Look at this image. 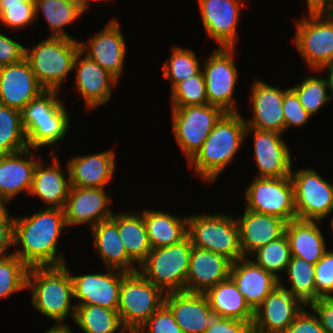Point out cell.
<instances>
[{"label": "cell", "mask_w": 333, "mask_h": 333, "mask_svg": "<svg viewBox=\"0 0 333 333\" xmlns=\"http://www.w3.org/2000/svg\"><path fill=\"white\" fill-rule=\"evenodd\" d=\"M105 188L71 187L64 207L67 227L88 224L90 229L101 221L110 219L109 204L112 198Z\"/></svg>", "instance_id": "cell-19"}, {"label": "cell", "mask_w": 333, "mask_h": 333, "mask_svg": "<svg viewBox=\"0 0 333 333\" xmlns=\"http://www.w3.org/2000/svg\"><path fill=\"white\" fill-rule=\"evenodd\" d=\"M136 333H183L169 307L163 303Z\"/></svg>", "instance_id": "cell-45"}, {"label": "cell", "mask_w": 333, "mask_h": 333, "mask_svg": "<svg viewBox=\"0 0 333 333\" xmlns=\"http://www.w3.org/2000/svg\"><path fill=\"white\" fill-rule=\"evenodd\" d=\"M286 90L268 85L261 79L255 80L250 96L253 116L245 120L246 126L283 134L285 120L282 106Z\"/></svg>", "instance_id": "cell-21"}, {"label": "cell", "mask_w": 333, "mask_h": 333, "mask_svg": "<svg viewBox=\"0 0 333 333\" xmlns=\"http://www.w3.org/2000/svg\"><path fill=\"white\" fill-rule=\"evenodd\" d=\"M29 267L13 252L0 258V300L27 288Z\"/></svg>", "instance_id": "cell-41"}, {"label": "cell", "mask_w": 333, "mask_h": 333, "mask_svg": "<svg viewBox=\"0 0 333 333\" xmlns=\"http://www.w3.org/2000/svg\"><path fill=\"white\" fill-rule=\"evenodd\" d=\"M121 31L118 20L114 18L86 43L79 41L80 51L118 81L124 70L127 54L126 42Z\"/></svg>", "instance_id": "cell-15"}, {"label": "cell", "mask_w": 333, "mask_h": 333, "mask_svg": "<svg viewBox=\"0 0 333 333\" xmlns=\"http://www.w3.org/2000/svg\"><path fill=\"white\" fill-rule=\"evenodd\" d=\"M115 152L78 155L68 160L67 167L72 187L104 188L111 183L115 171Z\"/></svg>", "instance_id": "cell-28"}, {"label": "cell", "mask_w": 333, "mask_h": 333, "mask_svg": "<svg viewBox=\"0 0 333 333\" xmlns=\"http://www.w3.org/2000/svg\"><path fill=\"white\" fill-rule=\"evenodd\" d=\"M304 307L299 299L278 284L254 311L252 332L283 333Z\"/></svg>", "instance_id": "cell-14"}, {"label": "cell", "mask_w": 333, "mask_h": 333, "mask_svg": "<svg viewBox=\"0 0 333 333\" xmlns=\"http://www.w3.org/2000/svg\"><path fill=\"white\" fill-rule=\"evenodd\" d=\"M234 52L235 47H218L204 61L202 68L208 104L225 112L238 111L233 100L239 71L234 63Z\"/></svg>", "instance_id": "cell-13"}, {"label": "cell", "mask_w": 333, "mask_h": 333, "mask_svg": "<svg viewBox=\"0 0 333 333\" xmlns=\"http://www.w3.org/2000/svg\"><path fill=\"white\" fill-rule=\"evenodd\" d=\"M300 84L291 87L298 95L304 109L311 115L317 114L329 102L328 86L325 77L305 76Z\"/></svg>", "instance_id": "cell-42"}, {"label": "cell", "mask_w": 333, "mask_h": 333, "mask_svg": "<svg viewBox=\"0 0 333 333\" xmlns=\"http://www.w3.org/2000/svg\"><path fill=\"white\" fill-rule=\"evenodd\" d=\"M204 294L216 316L238 319L252 326L254 311L246 303L230 277L209 288Z\"/></svg>", "instance_id": "cell-32"}, {"label": "cell", "mask_w": 333, "mask_h": 333, "mask_svg": "<svg viewBox=\"0 0 333 333\" xmlns=\"http://www.w3.org/2000/svg\"><path fill=\"white\" fill-rule=\"evenodd\" d=\"M86 11L77 0H35L36 17L42 13L50 27V37L72 38L64 31L65 26L79 19Z\"/></svg>", "instance_id": "cell-35"}, {"label": "cell", "mask_w": 333, "mask_h": 333, "mask_svg": "<svg viewBox=\"0 0 333 333\" xmlns=\"http://www.w3.org/2000/svg\"><path fill=\"white\" fill-rule=\"evenodd\" d=\"M44 333H73L71 328L65 322L64 324H54L50 329Z\"/></svg>", "instance_id": "cell-55"}, {"label": "cell", "mask_w": 333, "mask_h": 333, "mask_svg": "<svg viewBox=\"0 0 333 333\" xmlns=\"http://www.w3.org/2000/svg\"><path fill=\"white\" fill-rule=\"evenodd\" d=\"M314 269L315 264L309 263L303 258L291 256L285 270L290 278L291 288L288 289L281 278L279 279V285L307 307L320 298L316 293Z\"/></svg>", "instance_id": "cell-37"}, {"label": "cell", "mask_w": 333, "mask_h": 333, "mask_svg": "<svg viewBox=\"0 0 333 333\" xmlns=\"http://www.w3.org/2000/svg\"><path fill=\"white\" fill-rule=\"evenodd\" d=\"M33 148L0 155V198L5 204L25 191L29 195L38 158Z\"/></svg>", "instance_id": "cell-24"}, {"label": "cell", "mask_w": 333, "mask_h": 333, "mask_svg": "<svg viewBox=\"0 0 333 333\" xmlns=\"http://www.w3.org/2000/svg\"><path fill=\"white\" fill-rule=\"evenodd\" d=\"M111 219L118 226L128 257L139 266L152 249L142 214L135 211L114 213Z\"/></svg>", "instance_id": "cell-34"}, {"label": "cell", "mask_w": 333, "mask_h": 333, "mask_svg": "<svg viewBox=\"0 0 333 333\" xmlns=\"http://www.w3.org/2000/svg\"><path fill=\"white\" fill-rule=\"evenodd\" d=\"M164 303L172 311L183 333H203L216 316L204 293H166Z\"/></svg>", "instance_id": "cell-23"}, {"label": "cell", "mask_w": 333, "mask_h": 333, "mask_svg": "<svg viewBox=\"0 0 333 333\" xmlns=\"http://www.w3.org/2000/svg\"><path fill=\"white\" fill-rule=\"evenodd\" d=\"M232 262L213 251L192 248L185 291L205 293L230 276Z\"/></svg>", "instance_id": "cell-25"}, {"label": "cell", "mask_w": 333, "mask_h": 333, "mask_svg": "<svg viewBox=\"0 0 333 333\" xmlns=\"http://www.w3.org/2000/svg\"><path fill=\"white\" fill-rule=\"evenodd\" d=\"M202 25L218 47H235L244 0H198Z\"/></svg>", "instance_id": "cell-16"}, {"label": "cell", "mask_w": 333, "mask_h": 333, "mask_svg": "<svg viewBox=\"0 0 333 333\" xmlns=\"http://www.w3.org/2000/svg\"><path fill=\"white\" fill-rule=\"evenodd\" d=\"M297 219L322 221L333 212V185L313 168L292 172Z\"/></svg>", "instance_id": "cell-12"}, {"label": "cell", "mask_w": 333, "mask_h": 333, "mask_svg": "<svg viewBox=\"0 0 333 333\" xmlns=\"http://www.w3.org/2000/svg\"><path fill=\"white\" fill-rule=\"evenodd\" d=\"M200 62L194 50L174 45L170 58L162 66L163 77L170 79V89L177 83L197 75L202 70Z\"/></svg>", "instance_id": "cell-39"}, {"label": "cell", "mask_w": 333, "mask_h": 333, "mask_svg": "<svg viewBox=\"0 0 333 333\" xmlns=\"http://www.w3.org/2000/svg\"><path fill=\"white\" fill-rule=\"evenodd\" d=\"M25 48L0 32V67L22 61L25 58Z\"/></svg>", "instance_id": "cell-49"}, {"label": "cell", "mask_w": 333, "mask_h": 333, "mask_svg": "<svg viewBox=\"0 0 333 333\" xmlns=\"http://www.w3.org/2000/svg\"><path fill=\"white\" fill-rule=\"evenodd\" d=\"M246 123L239 112H226L216 123L201 149L188 162L208 183L214 182L219 174L230 164L243 144Z\"/></svg>", "instance_id": "cell-2"}, {"label": "cell", "mask_w": 333, "mask_h": 333, "mask_svg": "<svg viewBox=\"0 0 333 333\" xmlns=\"http://www.w3.org/2000/svg\"><path fill=\"white\" fill-rule=\"evenodd\" d=\"M240 245L244 257L258 248L277 240L285 234L287 222L277 216L244 209L241 217H236Z\"/></svg>", "instance_id": "cell-27"}, {"label": "cell", "mask_w": 333, "mask_h": 333, "mask_svg": "<svg viewBox=\"0 0 333 333\" xmlns=\"http://www.w3.org/2000/svg\"><path fill=\"white\" fill-rule=\"evenodd\" d=\"M44 91L25 58L0 67V104L21 111Z\"/></svg>", "instance_id": "cell-20"}, {"label": "cell", "mask_w": 333, "mask_h": 333, "mask_svg": "<svg viewBox=\"0 0 333 333\" xmlns=\"http://www.w3.org/2000/svg\"><path fill=\"white\" fill-rule=\"evenodd\" d=\"M164 297L165 293L139 271L125 272L117 311L126 331L136 333L164 303Z\"/></svg>", "instance_id": "cell-8"}, {"label": "cell", "mask_w": 333, "mask_h": 333, "mask_svg": "<svg viewBox=\"0 0 333 333\" xmlns=\"http://www.w3.org/2000/svg\"><path fill=\"white\" fill-rule=\"evenodd\" d=\"M106 273L73 275L74 300L76 305H97L116 310L119 305L120 287L123 279L122 270L107 268Z\"/></svg>", "instance_id": "cell-18"}, {"label": "cell", "mask_w": 333, "mask_h": 333, "mask_svg": "<svg viewBox=\"0 0 333 333\" xmlns=\"http://www.w3.org/2000/svg\"><path fill=\"white\" fill-rule=\"evenodd\" d=\"M152 248L166 247L187 236L188 217H176L168 212L153 209L141 211Z\"/></svg>", "instance_id": "cell-33"}, {"label": "cell", "mask_w": 333, "mask_h": 333, "mask_svg": "<svg viewBox=\"0 0 333 333\" xmlns=\"http://www.w3.org/2000/svg\"><path fill=\"white\" fill-rule=\"evenodd\" d=\"M172 123L175 140L189 162L226 113L215 105L172 107Z\"/></svg>", "instance_id": "cell-10"}, {"label": "cell", "mask_w": 333, "mask_h": 333, "mask_svg": "<svg viewBox=\"0 0 333 333\" xmlns=\"http://www.w3.org/2000/svg\"><path fill=\"white\" fill-rule=\"evenodd\" d=\"M249 256H255L256 260L254 262L257 265L272 273L277 279H280L279 272H285L291 259L287 236L284 234L279 239L258 248Z\"/></svg>", "instance_id": "cell-40"}, {"label": "cell", "mask_w": 333, "mask_h": 333, "mask_svg": "<svg viewBox=\"0 0 333 333\" xmlns=\"http://www.w3.org/2000/svg\"><path fill=\"white\" fill-rule=\"evenodd\" d=\"M74 321L83 333H125L119 313L97 305H76Z\"/></svg>", "instance_id": "cell-36"}, {"label": "cell", "mask_w": 333, "mask_h": 333, "mask_svg": "<svg viewBox=\"0 0 333 333\" xmlns=\"http://www.w3.org/2000/svg\"><path fill=\"white\" fill-rule=\"evenodd\" d=\"M35 19V0H0V22L5 27L22 29Z\"/></svg>", "instance_id": "cell-44"}, {"label": "cell", "mask_w": 333, "mask_h": 333, "mask_svg": "<svg viewBox=\"0 0 333 333\" xmlns=\"http://www.w3.org/2000/svg\"><path fill=\"white\" fill-rule=\"evenodd\" d=\"M325 70L328 72V76L325 77L326 79V82H327V86H328V90L330 91V99H333V62L332 63H329L325 66H323L322 68H320L318 71H321V70Z\"/></svg>", "instance_id": "cell-54"}, {"label": "cell", "mask_w": 333, "mask_h": 333, "mask_svg": "<svg viewBox=\"0 0 333 333\" xmlns=\"http://www.w3.org/2000/svg\"><path fill=\"white\" fill-rule=\"evenodd\" d=\"M300 19V20H299ZM295 48L309 69L333 62V12L309 13L295 22Z\"/></svg>", "instance_id": "cell-9"}, {"label": "cell", "mask_w": 333, "mask_h": 333, "mask_svg": "<svg viewBox=\"0 0 333 333\" xmlns=\"http://www.w3.org/2000/svg\"><path fill=\"white\" fill-rule=\"evenodd\" d=\"M64 227V209L47 206L32 215L15 217L14 246L20 249L13 253L29 268L64 265L65 257L57 251Z\"/></svg>", "instance_id": "cell-1"}, {"label": "cell", "mask_w": 333, "mask_h": 333, "mask_svg": "<svg viewBox=\"0 0 333 333\" xmlns=\"http://www.w3.org/2000/svg\"><path fill=\"white\" fill-rule=\"evenodd\" d=\"M171 107H187L208 104L203 71L177 83L171 89Z\"/></svg>", "instance_id": "cell-43"}, {"label": "cell", "mask_w": 333, "mask_h": 333, "mask_svg": "<svg viewBox=\"0 0 333 333\" xmlns=\"http://www.w3.org/2000/svg\"><path fill=\"white\" fill-rule=\"evenodd\" d=\"M86 10H88L89 9V6H90V1L91 0H77ZM94 1H107V0H94ZM109 1V0H108Z\"/></svg>", "instance_id": "cell-56"}, {"label": "cell", "mask_w": 333, "mask_h": 333, "mask_svg": "<svg viewBox=\"0 0 333 333\" xmlns=\"http://www.w3.org/2000/svg\"><path fill=\"white\" fill-rule=\"evenodd\" d=\"M253 132L255 177H288L292 172L291 153L281 133L246 126L245 137Z\"/></svg>", "instance_id": "cell-17"}, {"label": "cell", "mask_w": 333, "mask_h": 333, "mask_svg": "<svg viewBox=\"0 0 333 333\" xmlns=\"http://www.w3.org/2000/svg\"><path fill=\"white\" fill-rule=\"evenodd\" d=\"M6 206V204L3 202V200L0 198V208L1 207H5Z\"/></svg>", "instance_id": "cell-57"}, {"label": "cell", "mask_w": 333, "mask_h": 333, "mask_svg": "<svg viewBox=\"0 0 333 333\" xmlns=\"http://www.w3.org/2000/svg\"><path fill=\"white\" fill-rule=\"evenodd\" d=\"M192 246L213 251L232 263L243 258L236 218L224 213L188 216Z\"/></svg>", "instance_id": "cell-6"}, {"label": "cell", "mask_w": 333, "mask_h": 333, "mask_svg": "<svg viewBox=\"0 0 333 333\" xmlns=\"http://www.w3.org/2000/svg\"><path fill=\"white\" fill-rule=\"evenodd\" d=\"M283 333H325L317 315L304 309Z\"/></svg>", "instance_id": "cell-48"}, {"label": "cell", "mask_w": 333, "mask_h": 333, "mask_svg": "<svg viewBox=\"0 0 333 333\" xmlns=\"http://www.w3.org/2000/svg\"><path fill=\"white\" fill-rule=\"evenodd\" d=\"M192 248L188 235L173 245L152 248L138 271L165 294L185 291Z\"/></svg>", "instance_id": "cell-7"}, {"label": "cell", "mask_w": 333, "mask_h": 333, "mask_svg": "<svg viewBox=\"0 0 333 333\" xmlns=\"http://www.w3.org/2000/svg\"><path fill=\"white\" fill-rule=\"evenodd\" d=\"M28 148L21 111L0 104V155Z\"/></svg>", "instance_id": "cell-38"}, {"label": "cell", "mask_w": 333, "mask_h": 333, "mask_svg": "<svg viewBox=\"0 0 333 333\" xmlns=\"http://www.w3.org/2000/svg\"><path fill=\"white\" fill-rule=\"evenodd\" d=\"M315 287L321 297L333 296V251H326L315 264Z\"/></svg>", "instance_id": "cell-47"}, {"label": "cell", "mask_w": 333, "mask_h": 333, "mask_svg": "<svg viewBox=\"0 0 333 333\" xmlns=\"http://www.w3.org/2000/svg\"><path fill=\"white\" fill-rule=\"evenodd\" d=\"M308 13L333 12V0H306Z\"/></svg>", "instance_id": "cell-53"}, {"label": "cell", "mask_w": 333, "mask_h": 333, "mask_svg": "<svg viewBox=\"0 0 333 333\" xmlns=\"http://www.w3.org/2000/svg\"><path fill=\"white\" fill-rule=\"evenodd\" d=\"M50 154L53 162L48 167L42 161L37 163L29 195L39 197L49 208L64 209L72 187L68 167L65 175L55 152Z\"/></svg>", "instance_id": "cell-29"}, {"label": "cell", "mask_w": 333, "mask_h": 333, "mask_svg": "<svg viewBox=\"0 0 333 333\" xmlns=\"http://www.w3.org/2000/svg\"><path fill=\"white\" fill-rule=\"evenodd\" d=\"M282 108L286 131L290 127H300L309 122L311 115L304 109L298 95L291 87L285 91Z\"/></svg>", "instance_id": "cell-46"}, {"label": "cell", "mask_w": 333, "mask_h": 333, "mask_svg": "<svg viewBox=\"0 0 333 333\" xmlns=\"http://www.w3.org/2000/svg\"><path fill=\"white\" fill-rule=\"evenodd\" d=\"M309 307L319 318L325 333H333V296L321 297Z\"/></svg>", "instance_id": "cell-52"}, {"label": "cell", "mask_w": 333, "mask_h": 333, "mask_svg": "<svg viewBox=\"0 0 333 333\" xmlns=\"http://www.w3.org/2000/svg\"><path fill=\"white\" fill-rule=\"evenodd\" d=\"M203 333H252V326L238 319L215 316Z\"/></svg>", "instance_id": "cell-51"}, {"label": "cell", "mask_w": 333, "mask_h": 333, "mask_svg": "<svg viewBox=\"0 0 333 333\" xmlns=\"http://www.w3.org/2000/svg\"><path fill=\"white\" fill-rule=\"evenodd\" d=\"M320 221L294 219L286 224L291 256L316 264L327 251L326 240L318 226Z\"/></svg>", "instance_id": "cell-31"}, {"label": "cell", "mask_w": 333, "mask_h": 333, "mask_svg": "<svg viewBox=\"0 0 333 333\" xmlns=\"http://www.w3.org/2000/svg\"><path fill=\"white\" fill-rule=\"evenodd\" d=\"M14 220L15 216H10L6 206L0 208V258L8 255V250L14 247Z\"/></svg>", "instance_id": "cell-50"}, {"label": "cell", "mask_w": 333, "mask_h": 333, "mask_svg": "<svg viewBox=\"0 0 333 333\" xmlns=\"http://www.w3.org/2000/svg\"><path fill=\"white\" fill-rule=\"evenodd\" d=\"M73 69L76 70L77 91L84 99L87 110L109 102L112 88L118 82L113 75L81 51L76 56Z\"/></svg>", "instance_id": "cell-22"}, {"label": "cell", "mask_w": 333, "mask_h": 333, "mask_svg": "<svg viewBox=\"0 0 333 333\" xmlns=\"http://www.w3.org/2000/svg\"><path fill=\"white\" fill-rule=\"evenodd\" d=\"M245 209L277 216L287 223L297 219L294 186L288 177H255L245 190Z\"/></svg>", "instance_id": "cell-11"}, {"label": "cell", "mask_w": 333, "mask_h": 333, "mask_svg": "<svg viewBox=\"0 0 333 333\" xmlns=\"http://www.w3.org/2000/svg\"><path fill=\"white\" fill-rule=\"evenodd\" d=\"M229 277L253 311L279 284V279L257 265L252 257H243L232 263Z\"/></svg>", "instance_id": "cell-26"}, {"label": "cell", "mask_w": 333, "mask_h": 333, "mask_svg": "<svg viewBox=\"0 0 333 333\" xmlns=\"http://www.w3.org/2000/svg\"><path fill=\"white\" fill-rule=\"evenodd\" d=\"M60 91L45 90L32 99L22 110V124L28 148L53 146L64 139L69 131V112L57 98Z\"/></svg>", "instance_id": "cell-4"}, {"label": "cell", "mask_w": 333, "mask_h": 333, "mask_svg": "<svg viewBox=\"0 0 333 333\" xmlns=\"http://www.w3.org/2000/svg\"><path fill=\"white\" fill-rule=\"evenodd\" d=\"M91 233L94 241L93 247L106 268L124 272L138 271V266L128 257L117 224L111 218L92 227Z\"/></svg>", "instance_id": "cell-30"}, {"label": "cell", "mask_w": 333, "mask_h": 333, "mask_svg": "<svg viewBox=\"0 0 333 333\" xmlns=\"http://www.w3.org/2000/svg\"><path fill=\"white\" fill-rule=\"evenodd\" d=\"M79 51L78 39L49 36L31 49L25 48V59L45 90L60 91L61 84L74 70Z\"/></svg>", "instance_id": "cell-5"}, {"label": "cell", "mask_w": 333, "mask_h": 333, "mask_svg": "<svg viewBox=\"0 0 333 333\" xmlns=\"http://www.w3.org/2000/svg\"><path fill=\"white\" fill-rule=\"evenodd\" d=\"M31 289L32 306L55 324H64L71 314L74 320L76 304L73 282L67 264L61 266L30 267L27 288Z\"/></svg>", "instance_id": "cell-3"}]
</instances>
